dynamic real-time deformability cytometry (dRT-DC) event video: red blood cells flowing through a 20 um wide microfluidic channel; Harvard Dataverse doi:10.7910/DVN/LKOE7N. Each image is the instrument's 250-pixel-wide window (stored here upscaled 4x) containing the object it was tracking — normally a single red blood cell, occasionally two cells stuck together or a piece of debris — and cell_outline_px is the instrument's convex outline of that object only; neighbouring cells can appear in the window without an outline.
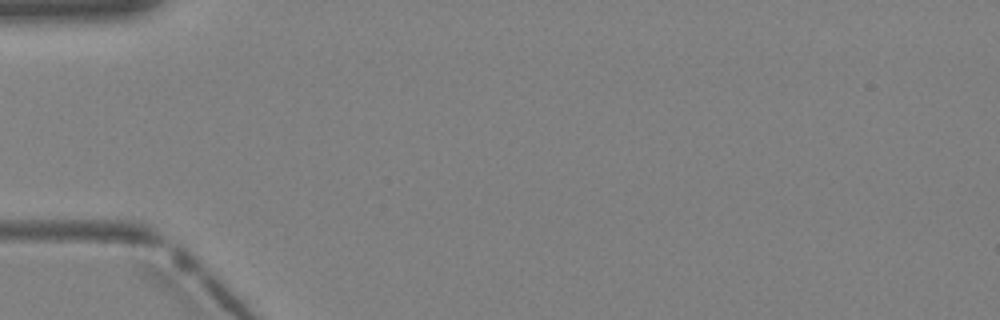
{"species": "Egyptian fruit bat (a non-hibernating species)", "species_latin": "Rousettus aegyptiacus", "temperature_condition": "warm", "stored_images_in_passage": 4, "camera_frame_rate_fps": 3000, "um_per_image_px": 0.085, "animal": {"sex": "female"}, "frame": {"image": 1, "passage_image": 1, "time_ms": 0.0, "image_size_px": [1000, 320], "cell_outline_px": [[244, 32], [240, 44], [232, 60], [224, 68], [192, 92], [184, 96], [164, 96], [176, 76], [228, 36]], "centroid_in_image_um": [17.46, 5.69], "position_along_channel_um": 67.5, "area_um2": 13.18}}